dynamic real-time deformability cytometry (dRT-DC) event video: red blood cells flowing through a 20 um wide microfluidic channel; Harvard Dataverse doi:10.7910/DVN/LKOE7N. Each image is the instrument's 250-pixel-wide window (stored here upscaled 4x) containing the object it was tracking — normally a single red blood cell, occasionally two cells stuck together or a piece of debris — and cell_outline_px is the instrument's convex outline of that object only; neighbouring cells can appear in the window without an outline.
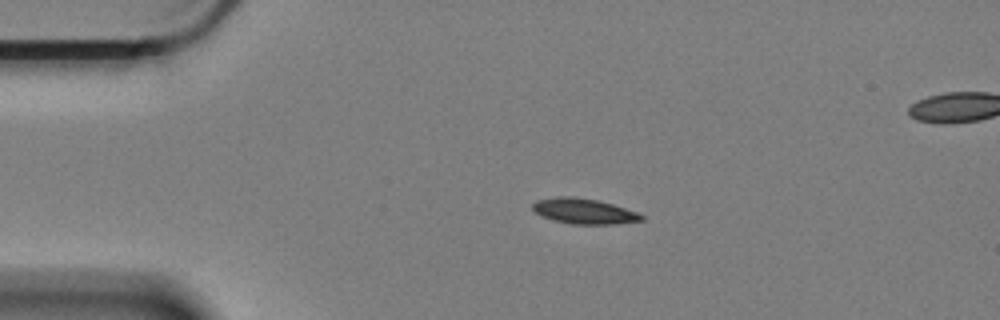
{"species": "Egyptian fruit bat (a non-hibernating species)", "species_latin": "Rousettus aegyptiacus", "temperature_condition": "cold", "stored_images_in_passage": 49, "camera_frame_rate_fps": 3000, "um_per_image_px": 0.085, "animal": {"sex": "female"}, "frame": {"image": 1, "passage_image": 1, "time_ms": 0.0, "image_size_px": [1000, 320], "cell_outline_px": [[644, 220], [612, 224], [572, 224], [552, 220], [536, 212], [532, 208], [532, 204], [536, 200], [556, 196], [576, 196], [596, 200], [612, 204], [636, 212], [644, 216]], "centroid_in_image_um": [49.61, 17.94], "position_along_channel_um": 35.4, "area_um2": 16.01}}
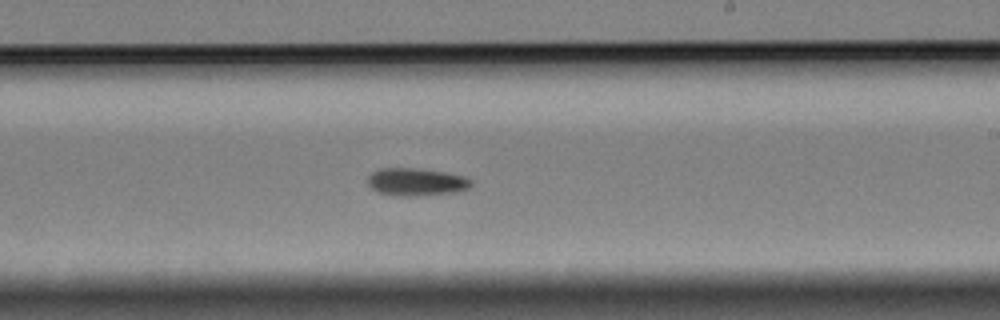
{"frame": {"image": 2, "passage_image": 24, "time_ms": 7.667, "image_size_px": [1000, 320], "cell_outline_px": [[472, 184], [468, 188], [456, 192], [416, 196], [396, 196], [380, 192], [372, 188], [368, 184], [368, 176], [372, 172], [380, 168], [416, 168], [444, 172], [464, 176], [472, 180]], "centroid_in_image_um": [35.38, 15.46], "position_along_channel_um": 253.6, "area_um2": 16.65}}
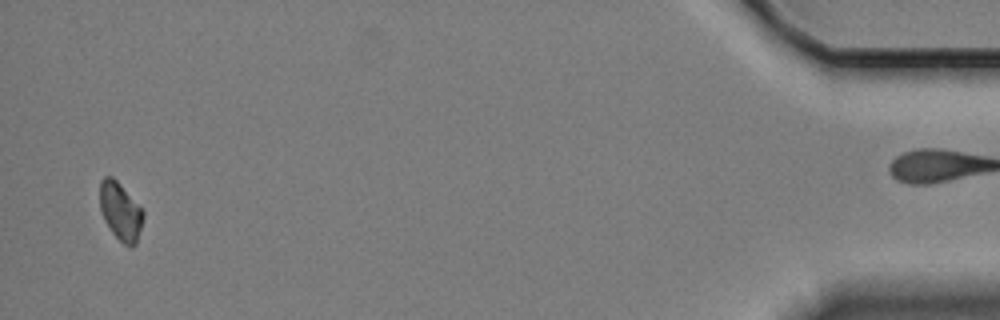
{"frame": {"image": 3, "passage_image": 47, "time_ms": 15.333, "image_size_px": [1000, 320], "cell_outline_px": [[144, 216], [136, 244], [132, 248], [124, 244], [112, 232], [104, 220], [100, 212], [100, 180], [104, 176], [112, 176], [120, 184], [144, 212]], "centroid_in_image_um": [10.22, 17.97], "position_along_channel_um": 425.0, "area_um2": 14.51}, "authors_computed_cell_mechanics": {"area_um2": 16.0684, "velocity_mm_per_s": 3.3172, "shape_relaxation_time_tau1_ms": 3.6494, "shape_relaxation_time_tau2_ms": null, "deformation_change_tau1": 0.1226, "deformation_change_tau2": null}}